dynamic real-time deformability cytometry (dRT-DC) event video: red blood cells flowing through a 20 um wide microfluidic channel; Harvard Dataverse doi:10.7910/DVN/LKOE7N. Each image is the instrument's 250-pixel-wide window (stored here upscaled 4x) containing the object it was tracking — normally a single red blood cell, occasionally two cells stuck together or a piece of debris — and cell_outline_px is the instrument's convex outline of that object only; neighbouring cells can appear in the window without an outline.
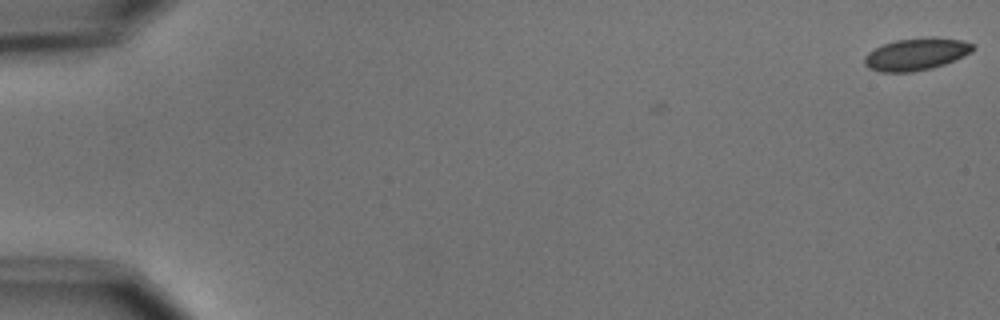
{"species": "common noctule bat (a hibernating species)", "species_latin": "Nyctalus noctula", "temperature_condition": "cold", "stored_images_in_passage": 3, "camera_frame_rate_fps": 3000, "um_per_image_px": 0.085, "animal": {"sex": "male", "body_mass_g": 15.6}, "frame": {"image": 1, "passage_image": 1, "time_ms": 0.0, "image_size_px": [1000, 320], "cell_outline_px": [[976, 48], [972, 52], [964, 56], [944, 64], [932, 68], [912, 72], [880, 72], [868, 68], [864, 64], [864, 56], [868, 52], [884, 44], [896, 40], [928, 36], [932, 36], [964, 40], [976, 44]], "centroid_in_image_um": [77.92, 4.59], "position_along_channel_um": 7.1, "area_um2": 20.69}}